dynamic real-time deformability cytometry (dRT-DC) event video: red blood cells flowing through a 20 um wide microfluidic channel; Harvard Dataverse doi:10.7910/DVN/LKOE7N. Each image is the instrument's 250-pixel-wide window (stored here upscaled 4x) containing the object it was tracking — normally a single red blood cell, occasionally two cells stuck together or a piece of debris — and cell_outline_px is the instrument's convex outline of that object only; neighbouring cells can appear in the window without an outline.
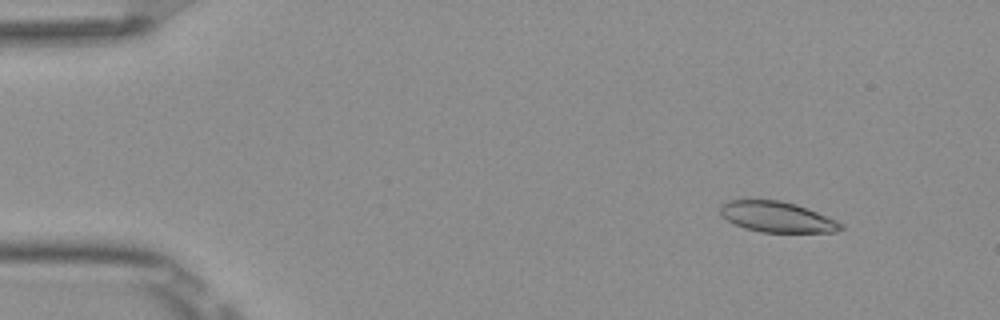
{"species": "Egyptian fruit bat (a non-hibernating species)", "species_latin": "Rousettus aegyptiacus", "temperature_condition": "room temperature", "stored_images_in_passage": 52, "camera_frame_rate_fps": 3000, "um_per_image_px": 0.085, "frame": {"image": 1, "passage_image": 5, "time_ms": 1.333, "image_size_px": [1000, 320], "cell_outline_px": [[844, 228], [836, 232], [760, 232], [744, 228], [720, 216], [720, 204], [728, 200], [780, 200], [796, 204], [836, 220], [844, 224]], "centroid_in_image_um": [66.03, 18.44], "position_along_channel_um": 19.0, "area_um2": 21.5}}
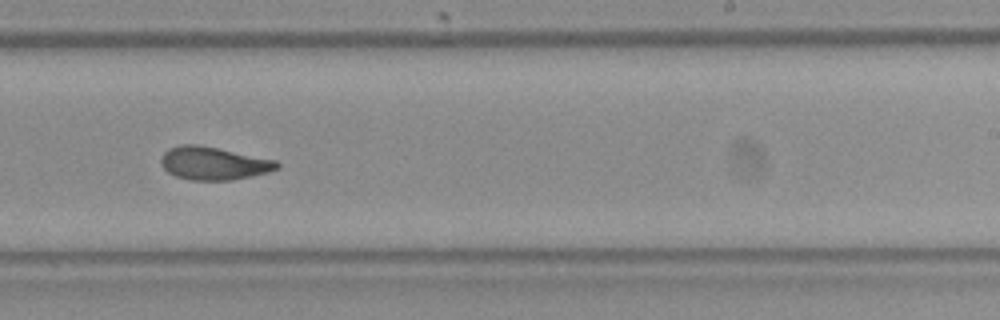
{"frame": {"image": 2, "passage_image": 32, "time_ms": 10.333, "image_size_px": [1000, 320], "cell_outline_px": [[280, 168], [268, 172], [252, 176], [232, 180], [192, 180], [176, 176], [168, 172], [160, 164], [160, 156], [168, 148], [180, 144], [196, 144], [276, 160], [280, 164]], "centroid_in_image_um": [18.13, 13.88], "position_along_channel_um": 270.9, "area_um2": 22.31}}
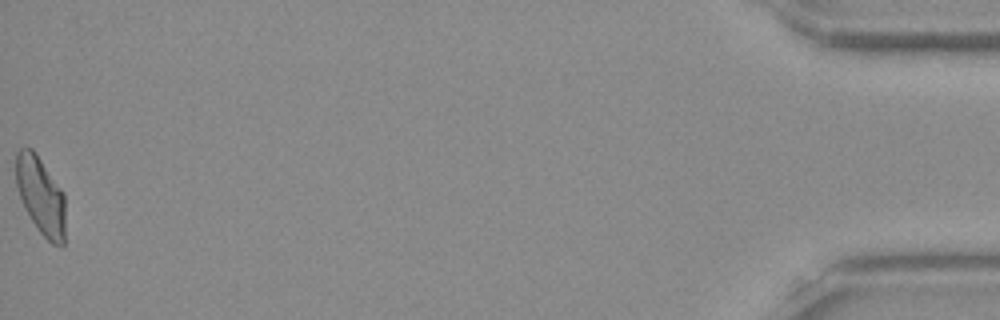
{"frame": {"image": 3, "passage_image": 52, "time_ms": 17.0, "image_size_px": [1000, 320], "cell_outline_px": [[64, 244], [52, 244], [36, 228], [24, 208], [16, 184], [16, 152], [20, 148], [32, 148], [36, 152], [64, 192]], "centroid_in_image_um": [3.45, 16.6], "position_along_channel_um": 431.7, "area_um2": 22.37}, "authors_computed_cell_mechanics": {"area_um2": 22.3686, "velocity_mm_per_s": 3.8861, "shape_relaxation_time_tau1_ms": 7.9284, "shape_relaxation_time_tau2_ms": 1.8171, "deformation_change_tau1": 0.2145, "deformation_change_tau2": 0.0888}}